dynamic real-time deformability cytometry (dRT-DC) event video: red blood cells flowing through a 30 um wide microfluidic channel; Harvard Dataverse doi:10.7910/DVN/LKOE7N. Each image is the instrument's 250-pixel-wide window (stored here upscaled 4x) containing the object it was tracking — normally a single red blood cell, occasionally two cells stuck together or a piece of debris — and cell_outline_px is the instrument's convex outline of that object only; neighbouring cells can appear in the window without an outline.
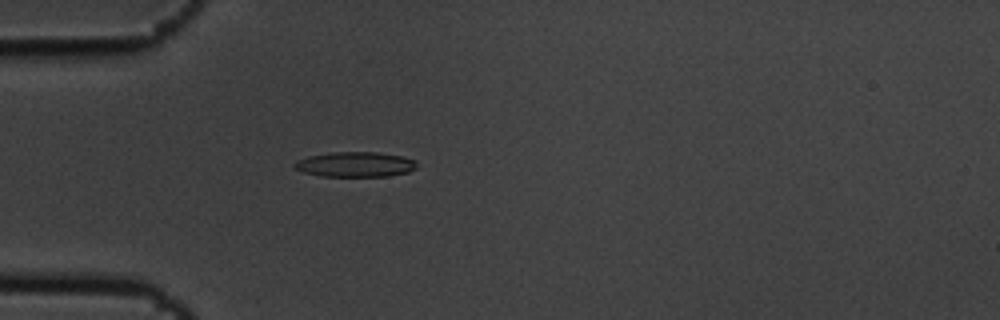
{"species": "common noctule bat (a hibernating species)", "species_latin": "Nyctalus noctula", "temperature_condition": "cold", "stored_images_in_passage": 5, "camera_frame_rate_fps": 3000, "um_per_image_px": 0.085, "animal": {"sex": "male", "body_mass_g": 19.5, "forearm_length_mm": 54.6}, "frame": {"image": 1, "passage_image": 5, "time_ms": 1.333, "image_size_px": [1000, 320], "cell_outline_px": [[416, 168], [408, 172], [388, 176], [320, 176], [304, 172], [296, 168], [292, 164], [308, 156], [332, 152], [376, 152], [400, 156], [416, 160]], "centroid_in_image_um": [30.21, 13.97], "position_along_channel_um": 54.8, "area_um2": 17.69}}